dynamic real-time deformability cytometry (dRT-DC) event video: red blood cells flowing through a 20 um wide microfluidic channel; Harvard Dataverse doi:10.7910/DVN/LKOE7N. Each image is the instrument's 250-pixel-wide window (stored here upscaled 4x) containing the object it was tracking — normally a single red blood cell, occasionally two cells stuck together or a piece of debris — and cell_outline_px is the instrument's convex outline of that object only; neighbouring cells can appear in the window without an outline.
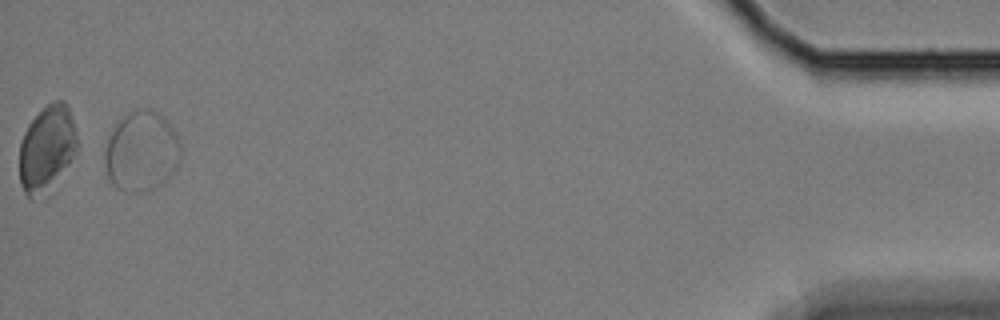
{"species": "Egyptian fruit bat (a non-hibernating species)", "species_latin": "Rousettus aegyptiacus", "temperature_condition": "cold", "stored_images_in_passage": 54, "segment_of_instrument_passage": [1, 2], "camera_frame_rate_fps": 3000, "um_per_image_px": 0.085, "animal": {"sex": "female"}, "frame": {"image": 1, "passage_image": 51, "time_ms": 16.667, "image_size_px": [1000, 320], "cell_outline_px": [[180, 160], [176, 168], [168, 180], [156, 188], [144, 192], [124, 192], [116, 188], [108, 180], [104, 164], [104, 152], [108, 136], [112, 128], [128, 112], [136, 108], [152, 108], [160, 112], [164, 116], [176, 132], [180, 144]], "centroid_in_image_um": [12.02, 12.87], "position_along_channel_um": 423.2, "area_um2": 36.47}}